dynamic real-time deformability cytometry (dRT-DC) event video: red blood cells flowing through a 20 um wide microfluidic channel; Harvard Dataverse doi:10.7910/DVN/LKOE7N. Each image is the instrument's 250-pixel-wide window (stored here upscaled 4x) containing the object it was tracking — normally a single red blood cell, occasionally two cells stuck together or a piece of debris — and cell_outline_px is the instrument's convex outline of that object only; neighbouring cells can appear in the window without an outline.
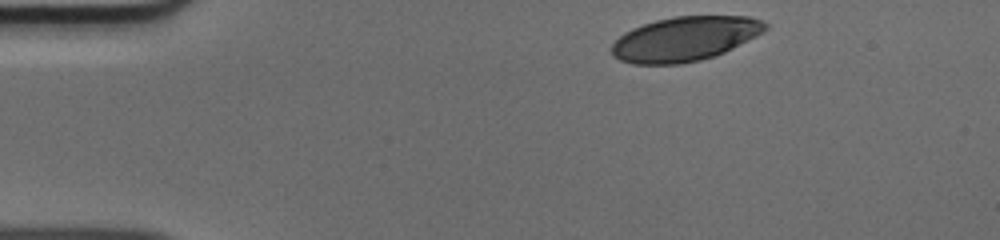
{"species": "human", "species_latin": "Homo sapiens", "temperature_condition": "cold", "stored_images_in_passage": 36, "camera_frame_rate_fps": 3000, "um_per_image_px": 0.085, "donor": {"sex": "male"}, "frame": {"image": 1, "passage_image": 1, "time_ms": 0.0, "image_size_px": [1000, 240], "cell_outline_px": [[768, 28], [756, 36], [716, 56], [684, 64], [632, 64], [620, 60], [612, 56], [612, 44], [624, 32], [632, 28], [656, 20], [672, 16], [748, 16], [760, 20], [768, 24]], "centroid_in_image_um": [58.2, 3.31], "position_along_channel_um": 26.8, "area_um2": 39.82}}
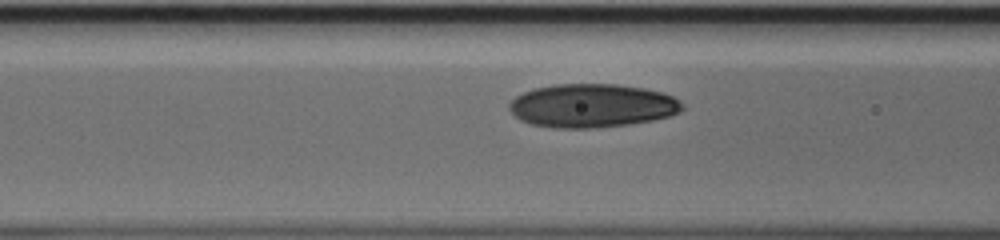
{"frame": {"image": 2, "passage_image": 13, "time_ms": 4.0, "image_size_px": [1000, 240], "cell_outline_px": [[684, 108], [680, 112], [668, 116], [652, 120], [628, 124], [596, 128], [552, 128], [532, 124], [520, 120], [508, 108], [508, 104], [516, 96], [532, 88], [552, 84], [616, 84], [644, 88], [664, 92], [680, 100], [684, 104]], "centroid_in_image_um": [50.33, 8.97], "position_along_channel_um": 116.3, "area_um2": 44.22}}
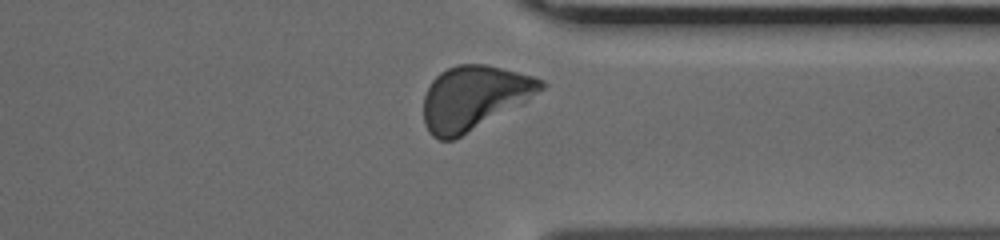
{"frame": {"image": 3, "passage_image": 32, "time_ms": 10.333, "image_size_px": [1000, 240], "cell_outline_px": [[548, 84], [544, 88], [524, 104], [452, 140], [440, 140], [432, 136], [428, 132], [424, 124], [424, 96], [432, 80], [440, 72], [456, 64], [488, 64], [532, 76], [544, 80]], "centroid_in_image_um": [40.31, 8.3], "position_along_channel_um": 371.1, "area_um2": 43.99}}